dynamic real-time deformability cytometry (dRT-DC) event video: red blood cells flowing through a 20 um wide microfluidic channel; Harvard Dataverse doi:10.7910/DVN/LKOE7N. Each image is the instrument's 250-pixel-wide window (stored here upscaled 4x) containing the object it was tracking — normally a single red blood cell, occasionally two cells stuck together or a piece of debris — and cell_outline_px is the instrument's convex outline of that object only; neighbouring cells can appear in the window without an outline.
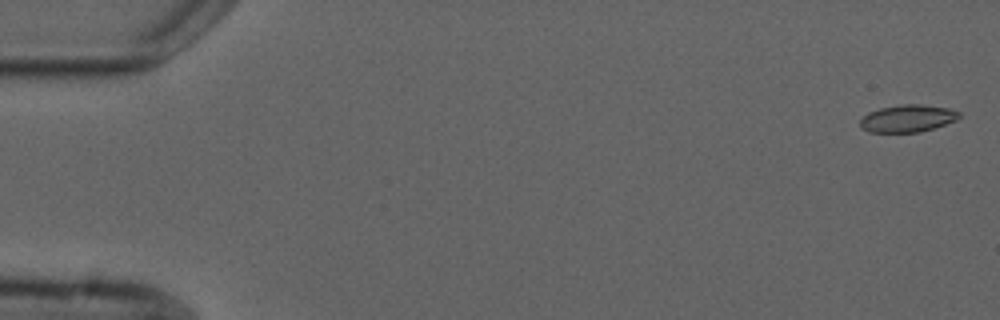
{"species": "common noctule bat (a hibernating species)", "species_latin": "Nyctalus noctula", "temperature_condition": "cold", "stored_images_in_passage": 6, "camera_frame_rate_fps": 3000, "um_per_image_px": 0.085, "animal": {"sex": "male", "forearm_length_mm": 52.5}, "frame": {"image": 1, "passage_image": 1, "time_ms": 0.0, "image_size_px": [1000, 320], "cell_outline_px": [[960, 116], [956, 120], [920, 132], [868, 132], [860, 128], [860, 120], [868, 112], [880, 108], [900, 104], [920, 104], [948, 108], [960, 112]], "centroid_in_image_um": [77.11, 10.06], "position_along_channel_um": 7.9, "area_um2": 15.72}}
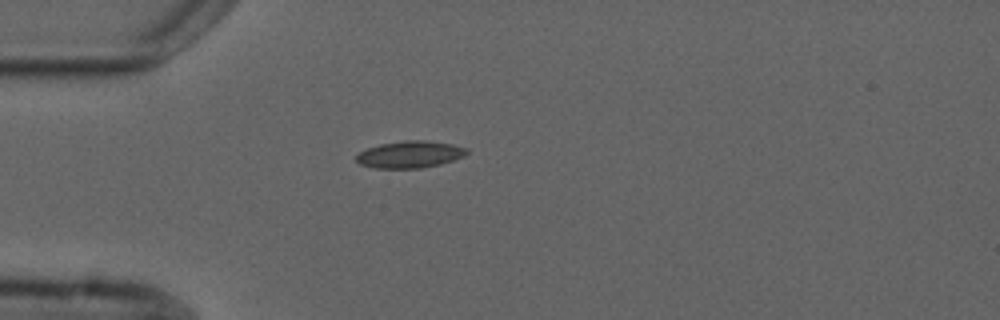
{"frame": {"image": 2, "passage_image": 5, "time_ms": 4.667, "image_size_px": [1000, 320], "cell_outline_px": [[468, 152], [464, 156], [440, 164], [420, 168], [376, 168], [360, 164], [356, 160], [356, 156], [360, 152], [368, 148], [380, 144], [404, 140], [424, 140], [452, 144], [468, 148]], "centroid_in_image_um": [34.85, 13.12], "position_along_channel_um": 50.1, "area_um2": 17.22}}